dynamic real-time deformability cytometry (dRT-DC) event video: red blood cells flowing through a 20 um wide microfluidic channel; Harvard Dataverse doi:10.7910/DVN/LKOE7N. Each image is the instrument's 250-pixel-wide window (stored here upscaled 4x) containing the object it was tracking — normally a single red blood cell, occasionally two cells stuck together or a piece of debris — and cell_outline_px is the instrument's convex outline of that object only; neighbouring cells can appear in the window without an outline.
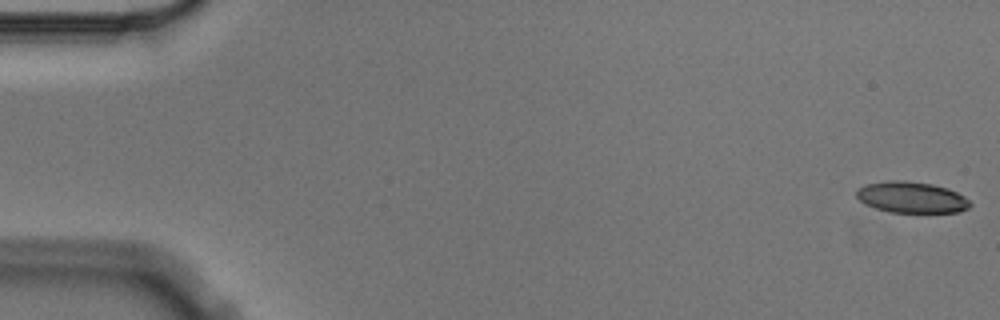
{"species": "Egyptian fruit bat (a non-hibernating species)", "species_latin": "Rousettus aegyptiacus", "temperature_condition": "cold", "stored_images_in_passage": 4, "camera_frame_rate_fps": 3000, "um_per_image_px": 0.085, "animal": {"sex": "male"}, "frame": {"image": 1, "passage_image": 1, "time_ms": 0.0, "image_size_px": [1000, 320], "cell_outline_px": [[972, 204], [968, 208], [960, 212], [888, 212], [864, 204], [856, 196], [856, 188], [864, 184], [888, 180], [900, 180], [932, 184], [948, 188], [964, 196]], "centroid_in_image_um": [77.45, 16.77], "position_along_channel_um": 7.6, "area_um2": 20.75}}
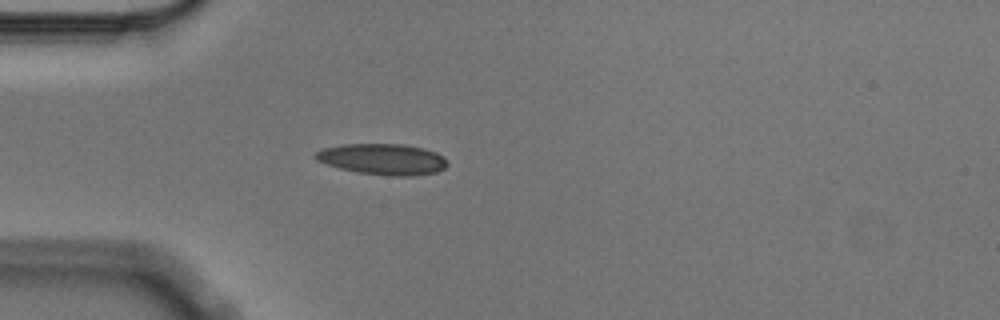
{"frame": {"image": 2, "passage_image": 4, "time_ms": 1.0, "image_size_px": [1000, 320], "cell_outline_px": [[448, 164], [444, 168], [436, 172], [412, 176], [388, 176], [356, 172], [340, 168], [316, 160], [312, 156], [316, 152], [324, 148], [340, 144], [400, 144], [424, 148], [436, 152], [444, 156]], "centroid_in_image_um": [32.53, 13.53], "position_along_channel_um": 52.5, "area_um2": 23.93}}